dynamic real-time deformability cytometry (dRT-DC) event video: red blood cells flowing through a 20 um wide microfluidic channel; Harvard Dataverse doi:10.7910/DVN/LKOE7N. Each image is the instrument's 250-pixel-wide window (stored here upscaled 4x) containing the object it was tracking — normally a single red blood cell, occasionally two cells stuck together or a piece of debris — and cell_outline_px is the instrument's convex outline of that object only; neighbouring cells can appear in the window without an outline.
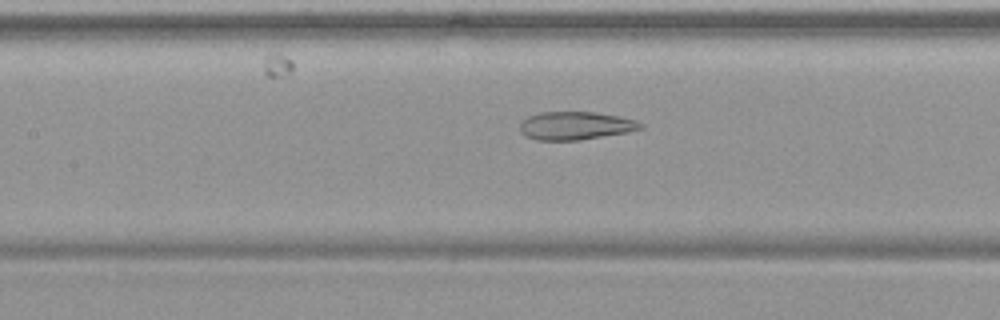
{"species": "common noctule bat (a hibernating species)", "species_latin": "Nyctalus noctula", "temperature_condition": "warm", "stored_images_in_passage": 54, "camera_frame_rate_fps": 3000, "um_per_image_px": 0.085, "animal": {"sex": "female", "body_mass_g": 19.9}, "frame": {"image": 1, "passage_image": 25, "time_ms": 8.0, "image_size_px": [1000, 320], "cell_outline_px": [[644, 128], [628, 132], [580, 140], [536, 140], [524, 136], [520, 132], [520, 120], [528, 116], [540, 112], [596, 112], [620, 116], [636, 120], [644, 124]], "centroid_in_image_um": [48.91, 10.68], "position_along_channel_um": 158.5, "area_um2": 20.06}}
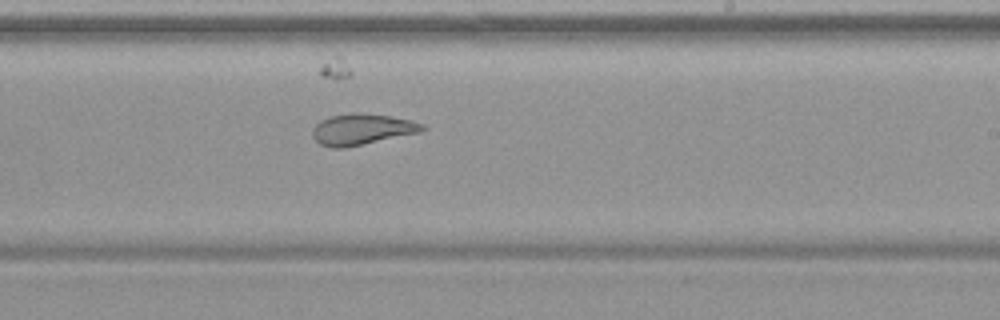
{"frame": {"image": 2, "passage_image": 33, "time_ms": 10.667, "image_size_px": [1000, 320], "cell_outline_px": [[428, 128], [420, 132], [364, 144], [344, 148], [332, 148], [320, 144], [312, 136], [312, 128], [320, 120], [328, 116], [352, 112], [388, 116], [412, 120], [424, 124]], "centroid_in_image_um": [30.74, 10.99], "position_along_channel_um": 258.3, "area_um2": 19.94}}
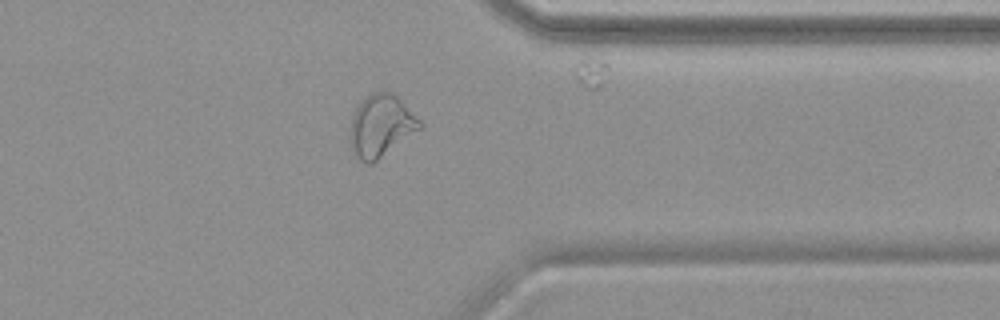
{"frame": {"image": 3, "passage_image": 43, "time_ms": 14.0, "image_size_px": [1000, 320], "cell_outline_px": [[424, 128], [372, 164], [368, 164], [360, 160], [352, 152], [348, 140], [348, 136], [352, 116], [360, 100], [372, 92], [392, 92], [424, 124]], "centroid_in_image_um": [32.37, 10.73], "position_along_channel_um": 379.0, "area_um2": 25.72}, "authors_computed_cell_mechanics": {"area_um2": 26.7325, "velocity_mm_per_s": 3.7695, "shape_relaxation_time_tau1_ms": null, "shape_relaxation_time_tau2_ms": 1.566, "deformation_change_tau1": null, "deformation_change_tau2": 0.0954}}